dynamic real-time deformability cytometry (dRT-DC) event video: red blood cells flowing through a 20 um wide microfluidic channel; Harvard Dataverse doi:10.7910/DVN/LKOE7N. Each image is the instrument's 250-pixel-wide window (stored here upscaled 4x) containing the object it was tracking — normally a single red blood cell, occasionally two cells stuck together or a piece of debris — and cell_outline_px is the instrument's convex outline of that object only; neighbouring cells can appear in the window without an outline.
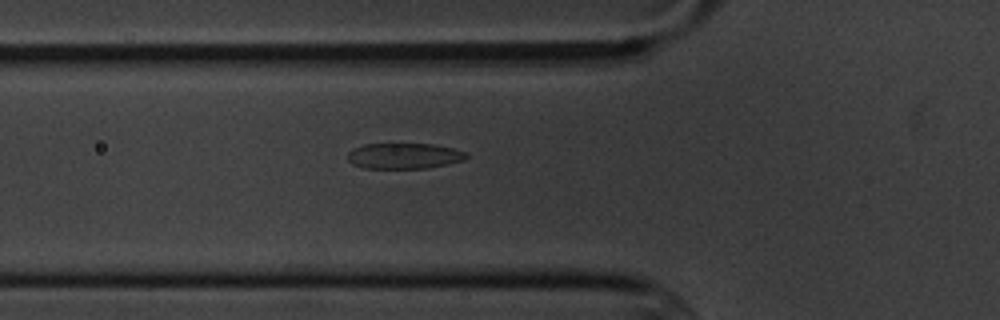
{"species": "common noctule bat (a hibernating species)", "species_latin": "Nyctalus noctula", "temperature_condition": "cold", "stored_images_in_passage": 2, "camera_frame_rate_fps": 3000, "um_per_image_px": 0.085, "animal": {"sex": "male", "body_mass_g": 20.1, "forearm_length_mm": 53.5}, "frame": {"image": 1, "passage_image": 2, "time_ms": 1.0, "image_size_px": [1000, 320], "cell_outline_px": [[468, 156], [464, 160], [448, 164], [428, 168], [364, 168], [352, 164], [348, 160], [348, 152], [352, 148], [364, 144], [392, 140], [432, 144], [452, 148], [468, 152]], "centroid_in_image_um": [34.31, 13.19], "position_along_channel_um": 91.5, "area_um2": 18.84}}